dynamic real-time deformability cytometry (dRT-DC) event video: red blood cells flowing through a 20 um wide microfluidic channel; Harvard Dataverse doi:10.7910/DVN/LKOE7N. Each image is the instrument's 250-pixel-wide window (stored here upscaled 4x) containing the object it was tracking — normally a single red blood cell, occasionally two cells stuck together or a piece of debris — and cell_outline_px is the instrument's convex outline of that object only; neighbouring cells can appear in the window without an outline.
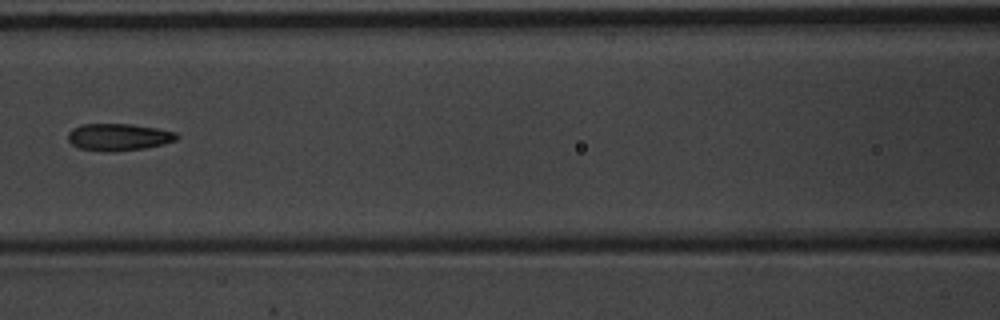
{"species": "common noctule bat (a hibernating species)", "species_latin": "Nyctalus noctula", "temperature_condition": "warm", "stored_images_in_passage": 6, "camera_frame_rate_fps": 3000, "um_per_image_px": 0.085, "animal": {"sex": "male", "body_mass_g": 20.1, "forearm_length_mm": 53.5}, "frame": {"image": 1, "passage_image": 6, "time_ms": 1.667, "image_size_px": [1000, 320], "cell_outline_px": [[180, 136], [176, 140], [164, 144], [144, 148], [108, 152], [104, 152], [80, 148], [72, 144], [68, 140], [68, 132], [72, 128], [80, 124], [132, 124], [156, 128], [176, 132]], "centroid_in_image_um": [10.07, 11.64], "position_along_channel_um": 156.5, "area_um2": 17.22}}